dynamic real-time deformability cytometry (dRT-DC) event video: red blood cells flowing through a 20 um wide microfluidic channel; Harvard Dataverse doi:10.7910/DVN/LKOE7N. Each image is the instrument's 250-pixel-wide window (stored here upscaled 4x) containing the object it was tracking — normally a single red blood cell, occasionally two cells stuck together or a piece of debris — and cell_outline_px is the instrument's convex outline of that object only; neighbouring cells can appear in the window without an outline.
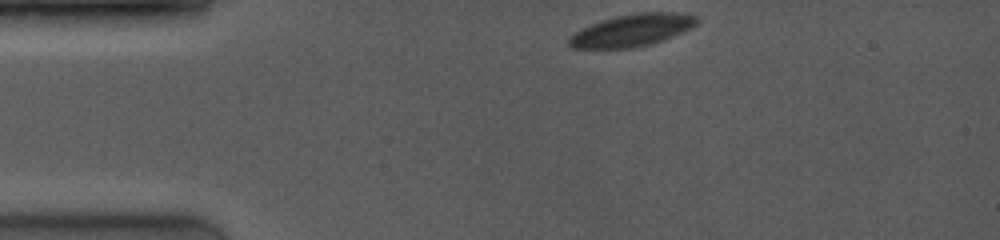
{"species": "common noctule bat (a hibernating species)", "species_latin": "Nyctalus noctula", "temperature_condition": "room temperature", "stored_images_in_passage": 28, "camera_frame_rate_fps": 4000, "um_per_image_px": 0.085, "animal": {"sex": "female", "body_mass_g": 19.0, "forearm_length_mm": 53.3}, "frame": {"image": 1, "passage_image": 1, "time_ms": 0.0, "image_size_px": [1000, 240], "cell_outline_px": [[700, 20], [692, 28], [652, 44], [632, 48], [572, 48], [568, 44], [568, 40], [576, 32], [592, 24], [616, 16], [640, 12], [676, 12], [696, 16]], "centroid_in_image_um": [53.77, 2.57], "position_along_channel_um": 31.2, "area_um2": 23.7}}
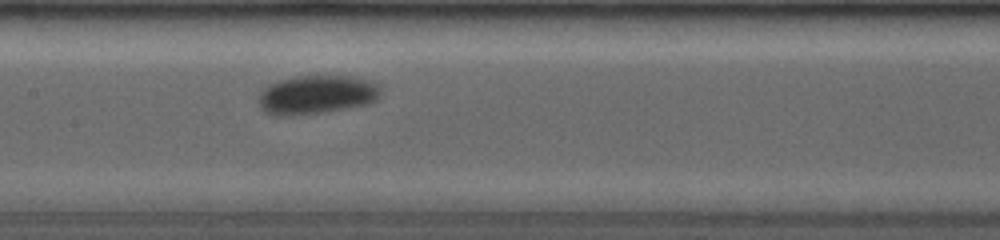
{"frame": {"image": 2, "passage_image": 12, "time_ms": 5.0, "image_size_px": [1000, 240], "cell_outline_px": [[380, 96], [376, 100], [368, 104], [324, 112], [288, 116], [276, 116], [264, 112], [260, 108], [260, 92], [268, 84], [280, 80], [296, 76], [348, 76], [380, 84]], "centroid_in_image_um": [26.9, 8.06], "position_along_channel_um": 180.5, "area_um2": 27.57}}
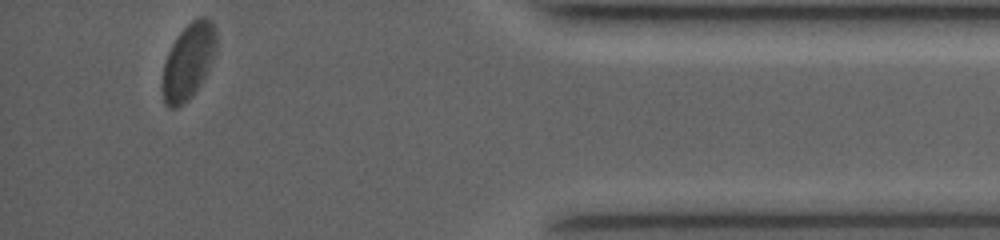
{"frame": {"image": 3, "passage_image": 28, "time_ms": 11.75, "image_size_px": [1000, 240], "cell_outline_px": [[216, 56], [200, 84], [192, 96], [188, 100], [176, 108], [168, 108], [164, 100], [160, 84], [164, 60], [176, 36], [196, 16], [208, 16], [212, 20], [216, 28]], "centroid_in_image_um": [16.01, 5.19], "position_along_channel_um": 419.2, "area_um2": 24.45}, "authors_computed_cell_mechanics": {"area_um2": 25.2875, "velocity_mm_per_s": 4.0, "shape_relaxation_time_tau1_ms": 1.9343, "shape_relaxation_time_tau2_ms": null, "deformation_change_tau1": 0.0724, "deformation_change_tau2": null}}